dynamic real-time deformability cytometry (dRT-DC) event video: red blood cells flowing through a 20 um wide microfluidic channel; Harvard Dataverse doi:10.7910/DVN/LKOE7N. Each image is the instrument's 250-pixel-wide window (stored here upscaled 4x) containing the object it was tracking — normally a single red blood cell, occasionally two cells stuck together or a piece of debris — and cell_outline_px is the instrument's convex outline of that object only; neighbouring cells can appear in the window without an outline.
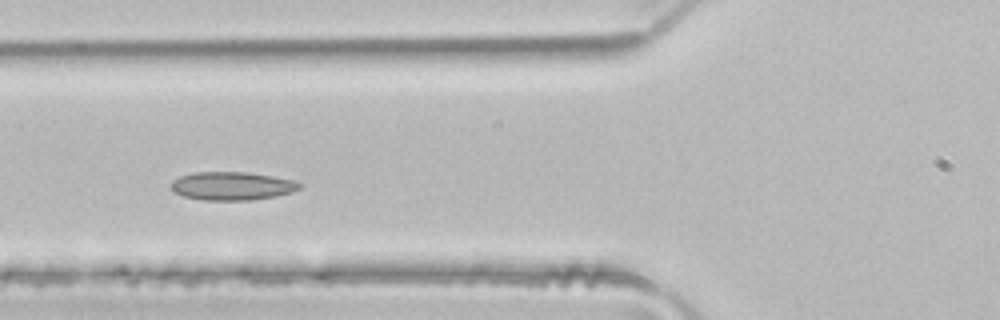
{"species": "common noctule bat (a hibernating species)", "species_latin": "Nyctalus noctula", "temperature_condition": "room temperature", "stored_images_in_passage": 5, "camera_frame_rate_fps": 3000, "um_per_image_px": 0.085, "animal": {"sex": "male", "body_mass_g": 21.5, "forearm_length_mm": 52.0}, "frame": {"image": 1, "passage_image": 4, "time_ms": 1.0, "image_size_px": [1000, 320], "cell_outline_px": [[304, 184], [300, 188], [292, 192], [276, 196], [252, 200], [204, 200], [184, 196], [176, 192], [172, 188], [172, 180], [180, 176], [192, 172], [248, 172], [272, 176], [292, 180]], "centroid_in_image_um": [19.75, 15.8], "position_along_channel_um": 106.1, "area_um2": 21.15}}
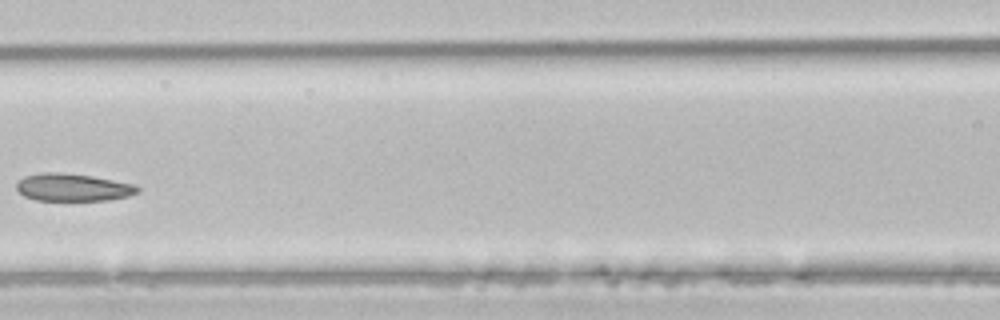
{"frame": {"image": 2, "passage_image": 5, "time_ms": 1.333, "image_size_px": [1000, 320], "cell_outline_px": [[140, 188], [136, 192], [128, 196], [108, 200], [36, 200], [24, 196], [16, 188], [16, 184], [24, 176], [44, 172], [60, 172], [92, 176], [136, 184]], "centroid_in_image_um": [6.2, 15.92], "position_along_channel_um": 160.4, "area_um2": 19.36}}